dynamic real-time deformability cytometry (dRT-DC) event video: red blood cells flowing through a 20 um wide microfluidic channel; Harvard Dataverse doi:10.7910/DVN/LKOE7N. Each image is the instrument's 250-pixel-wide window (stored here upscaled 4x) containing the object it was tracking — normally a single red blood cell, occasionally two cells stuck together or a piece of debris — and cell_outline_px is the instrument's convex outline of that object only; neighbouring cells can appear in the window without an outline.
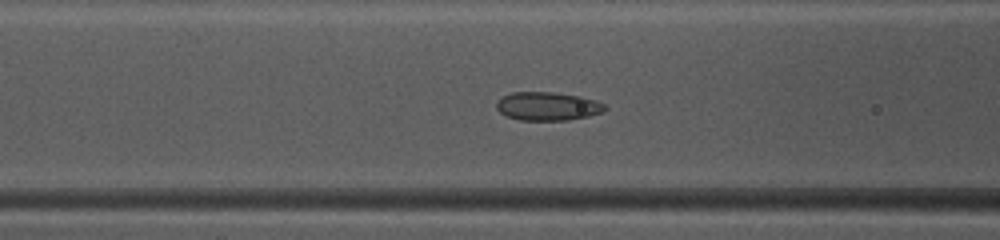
{"species": "common noctule bat (a hibernating species)", "species_latin": "Nyctalus noctula", "temperature_condition": "warm", "stored_images_in_passage": 38, "camera_frame_rate_fps": 3000, "um_per_image_px": 0.085, "animal": {"sex": "female", "body_mass_g": 10.0, "forearm_length_mm": 53.1}, "frame": {"image": 1, "passage_image": 9, "time_ms": 2.667, "image_size_px": [1000, 240], "cell_outline_px": [[608, 108], [604, 112], [588, 116], [568, 120], [520, 120], [508, 116], [500, 112], [496, 108], [496, 104], [504, 96], [512, 92], [552, 92], [580, 96], [596, 100], [604, 104]], "centroid_in_image_um": [46.59, 9.03], "position_along_channel_um": 120.0, "area_um2": 17.92}}
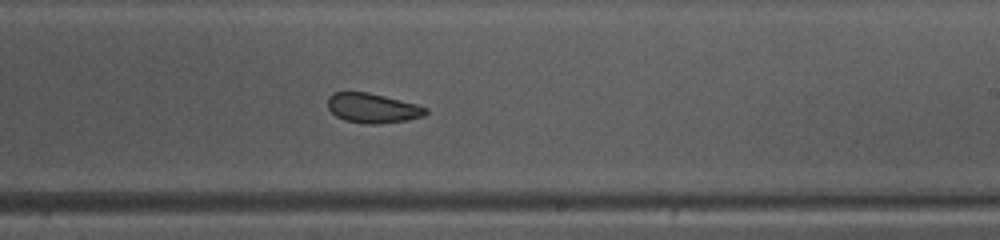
{"frame": {"image": 2, "passage_image": 19, "time_ms": 6.0, "image_size_px": [1000, 240], "cell_outline_px": [[428, 112], [424, 116], [404, 120], [380, 124], [364, 124], [344, 120], [336, 116], [328, 108], [328, 96], [332, 92], [368, 92], [416, 104], [428, 108]], "centroid_in_image_um": [31.65, 9.19], "position_along_channel_um": 257.3, "area_um2": 16.94}}
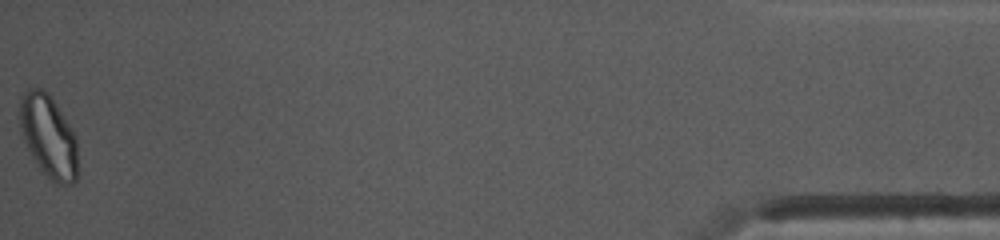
{"frame": {"image": 3, "passage_image": 38, "time_ms": 12.333, "image_size_px": [1000, 240], "cell_outline_px": [[76, 180], [72, 184], [56, 184], [40, 172], [20, 132], [20, 96], [28, 88], [40, 88], [48, 92], [72, 128], [76, 136]], "centroid_in_image_um": [4.1, 11.59], "position_along_channel_um": 431.1, "area_um2": 28.03}, "authors_computed_cell_mechanics": {"area_um2": 18.2648, "velocity_mm_per_s": 4.1251, "shape_relaxation_time_tau1_ms": null, "shape_relaxation_time_tau2_ms": 2.0359, "deformation_change_tau1": null, "deformation_change_tau2": 0.0699}}